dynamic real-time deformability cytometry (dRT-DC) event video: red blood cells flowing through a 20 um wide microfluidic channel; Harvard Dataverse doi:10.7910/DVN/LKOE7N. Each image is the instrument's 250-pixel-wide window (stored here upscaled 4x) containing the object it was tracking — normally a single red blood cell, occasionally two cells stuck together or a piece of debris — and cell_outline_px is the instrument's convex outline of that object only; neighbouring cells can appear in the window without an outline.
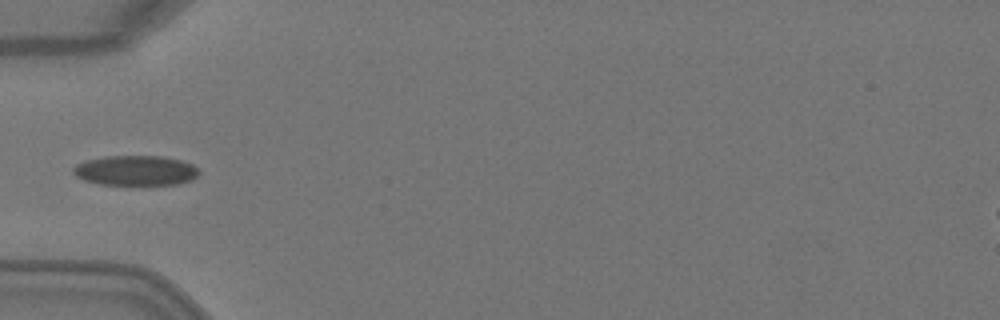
{"species": "Egyptian fruit bat (a non-hibernating species)", "species_latin": "Rousettus aegyptiacus", "temperature_condition": "warm", "stored_images_in_passage": 4, "camera_frame_rate_fps": 3000, "um_per_image_px": 0.085, "animal": {"sex": "female"}, "frame": {"image": 1, "passage_image": 4, "time_ms": 1.0, "image_size_px": [1000, 320], "cell_outline_px": [[200, 172], [192, 180], [176, 184], [100, 184], [84, 180], [76, 176], [72, 172], [72, 168], [76, 164], [88, 160], [108, 156], [164, 156], [180, 160], [192, 164]], "centroid_in_image_um": [11.52, 14.49], "position_along_channel_um": 73.5, "area_um2": 21.79}}